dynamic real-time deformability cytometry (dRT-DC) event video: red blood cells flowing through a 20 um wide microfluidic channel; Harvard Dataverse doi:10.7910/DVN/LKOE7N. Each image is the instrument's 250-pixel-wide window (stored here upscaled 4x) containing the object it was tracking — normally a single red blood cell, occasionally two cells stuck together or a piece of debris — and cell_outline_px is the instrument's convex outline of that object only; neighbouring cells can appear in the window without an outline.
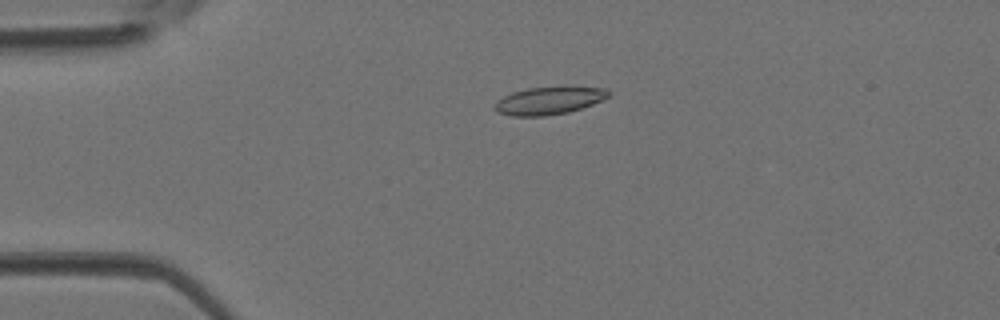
{"species": "Egyptian fruit bat (a non-hibernating species)", "species_latin": "Rousettus aegyptiacus", "temperature_condition": "room temperature", "stored_images_in_passage": 2, "camera_frame_rate_fps": 3000, "um_per_image_px": 0.085, "animal": {"sex": "female"}, "frame": {"image": 1, "passage_image": 2, "time_ms": 0.333, "image_size_px": [1000, 320], "cell_outline_px": [[612, 92], [608, 96], [592, 104], [568, 112], [544, 116], [512, 116], [496, 112], [492, 108], [492, 104], [496, 100], [512, 92], [528, 88], [564, 84], [604, 88]], "centroid_in_image_um": [46.63, 8.51], "position_along_channel_um": 38.4, "area_um2": 19.07}}